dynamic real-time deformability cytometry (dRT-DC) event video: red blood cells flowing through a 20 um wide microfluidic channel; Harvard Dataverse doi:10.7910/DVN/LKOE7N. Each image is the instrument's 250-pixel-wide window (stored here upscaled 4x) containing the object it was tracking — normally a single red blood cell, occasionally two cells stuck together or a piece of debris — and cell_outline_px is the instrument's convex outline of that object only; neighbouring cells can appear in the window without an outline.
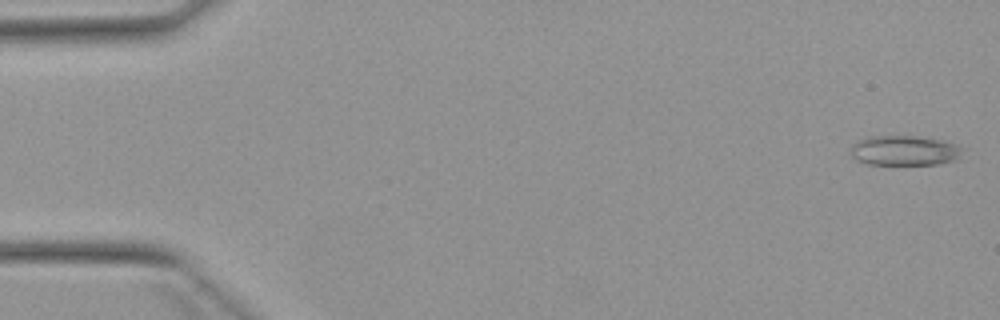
{"species": "Egyptian fruit bat (a non-hibernating species)", "species_latin": "Rousettus aegyptiacus", "temperature_condition": "warm", "stored_images_in_passage": 5, "camera_frame_rate_fps": 3000, "um_per_image_px": 0.085, "animal": {"sex": "female"}, "frame": {"image": 1, "passage_image": 1, "time_ms": 0.0, "image_size_px": [1000, 320], "cell_outline_px": [[968, 148], [956, 160], [940, 164], [864, 164], [856, 160], [852, 156], [852, 144], [864, 136], [920, 136], [944, 140]], "centroid_in_image_um": [76.94, 12.78], "position_along_channel_um": 8.1, "area_um2": 20.0}}
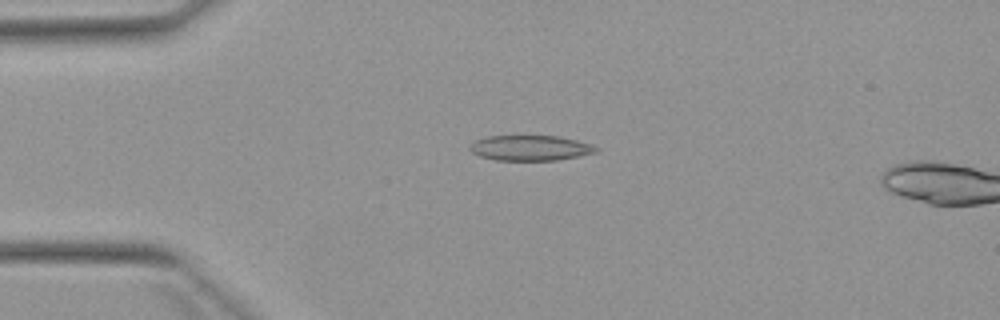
{"frame": {"image": 2, "passage_image": 4, "time_ms": 3.667, "image_size_px": [1000, 320], "cell_outline_px": [[600, 148], [596, 152], [556, 160], [496, 160], [480, 156], [472, 152], [468, 148], [468, 144], [476, 140], [488, 136], [560, 136], [592, 144]], "centroid_in_image_um": [45.05, 12.57], "position_along_channel_um": 39.9, "area_um2": 18.55}}